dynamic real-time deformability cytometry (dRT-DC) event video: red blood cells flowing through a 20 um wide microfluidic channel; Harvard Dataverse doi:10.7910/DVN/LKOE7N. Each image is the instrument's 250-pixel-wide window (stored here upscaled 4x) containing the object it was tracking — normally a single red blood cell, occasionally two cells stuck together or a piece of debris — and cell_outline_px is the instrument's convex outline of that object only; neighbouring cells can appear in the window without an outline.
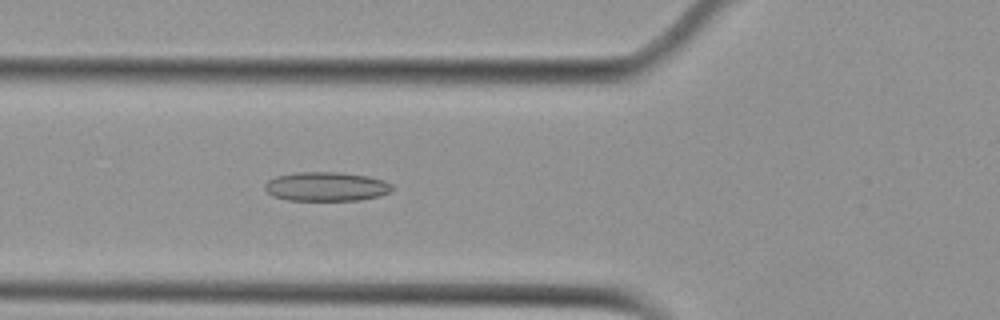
{"species": "Egyptian fruit bat (a non-hibernating species)", "species_latin": "Rousettus aegyptiacus", "temperature_condition": "cold", "stored_images_in_passage": 54, "camera_frame_rate_fps": 3000, "um_per_image_px": 0.085, "animal": {"sex": "female"}, "frame": {"image": 1, "passage_image": 20, "time_ms": 6.333, "image_size_px": [1000, 320], "cell_outline_px": [[396, 188], [392, 192], [360, 200], [288, 200], [272, 196], [264, 188], [264, 184], [268, 180], [276, 176], [296, 172], [340, 172], [368, 176], [384, 180], [392, 184]], "centroid_in_image_um": [27.75, 15.85], "position_along_channel_um": 98.0, "area_um2": 21.79}}
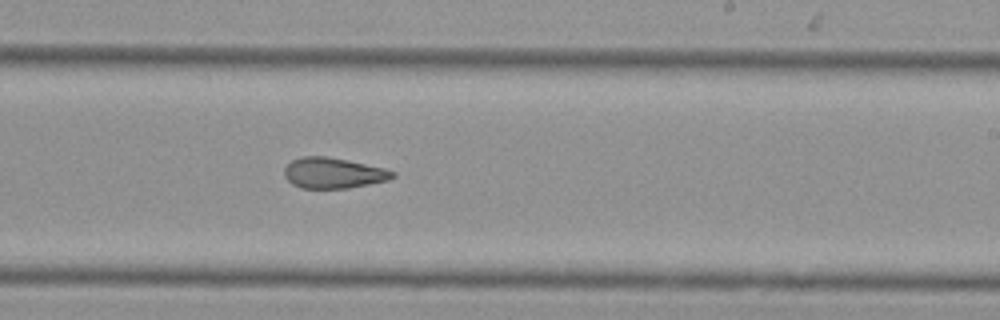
{"frame": {"image": 2, "passage_image": 33, "time_ms": 10.667, "image_size_px": [1000, 320], "cell_outline_px": [[396, 176], [388, 180], [348, 188], [300, 188], [292, 184], [284, 176], [284, 168], [292, 160], [300, 156], [328, 156], [348, 160], [384, 168], [396, 172]], "centroid_in_image_um": [28.32, 14.7], "position_along_channel_um": 260.7, "area_um2": 19.42}}
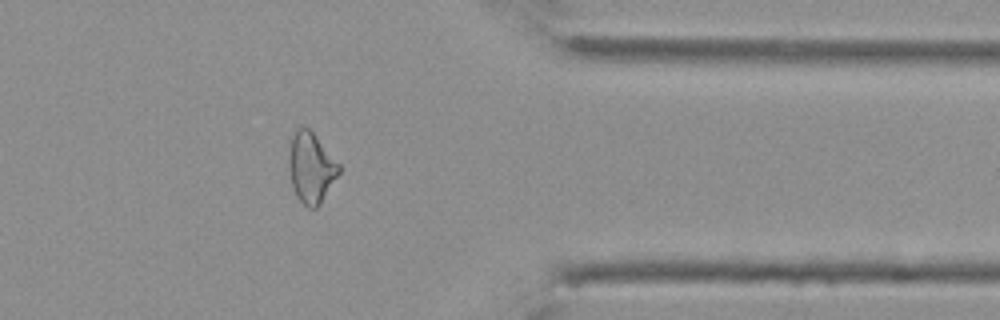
{"frame": {"image": 3, "passage_image": 44, "time_ms": 14.333, "image_size_px": [1000, 320], "cell_outline_px": [[340, 172], [320, 204], [316, 208], [308, 208], [296, 196], [292, 184], [288, 168], [288, 156], [292, 136], [296, 128], [308, 128], [312, 132], [340, 164]], "centroid_in_image_um": [26.43, 14.26], "position_along_channel_um": 385.0, "area_um2": 20.4}, "authors_computed_cell_mechanics": {"area_um2": 22.253, "velocity_mm_per_s": 3.7494, "shape_relaxation_time_tau1_ms": null, "shape_relaxation_time_tau2_ms": 3.0595, "deformation_change_tau1": null, "deformation_change_tau2": 0.1122}}